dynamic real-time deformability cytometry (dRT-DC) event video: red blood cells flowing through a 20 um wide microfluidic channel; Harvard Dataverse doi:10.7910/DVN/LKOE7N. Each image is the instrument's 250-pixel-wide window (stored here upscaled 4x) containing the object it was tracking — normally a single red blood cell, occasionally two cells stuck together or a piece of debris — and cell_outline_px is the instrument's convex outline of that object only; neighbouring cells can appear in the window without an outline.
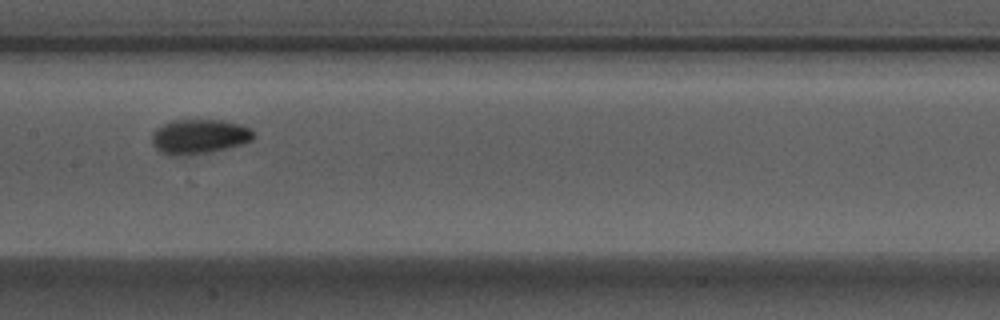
{"species": "Egyptian fruit bat (a non-hibernating species)", "species_latin": "Rousettus aegyptiacus", "temperature_condition": "warm", "stored_images_in_passage": 11, "camera_frame_rate_fps": 3000, "um_per_image_px": 0.085, "animal": {"sex": "male"}, "frame": {"image": 1, "passage_image": 4, "time_ms": 1.0, "image_size_px": [1000, 320], "cell_outline_px": [[256, 136], [252, 140], [240, 144], [208, 152], [176, 156], [160, 152], [152, 144], [152, 132], [156, 128], [172, 120], [224, 120], [244, 124], [252, 128]], "centroid_in_image_um": [16.96, 11.58], "position_along_channel_um": 190.4, "area_um2": 20.58}}
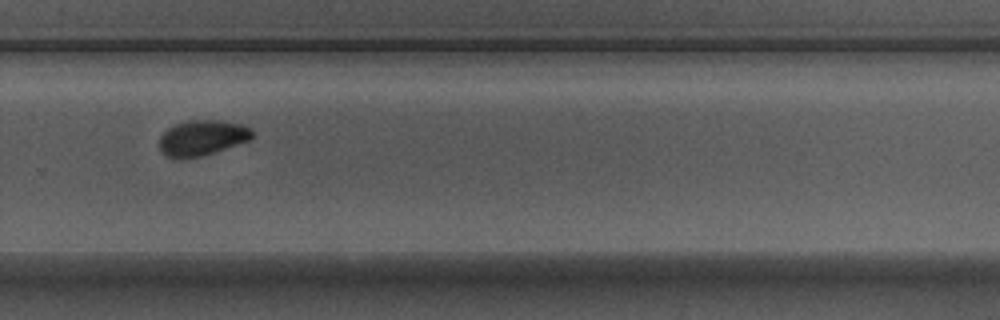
{"frame": {"image": 2, "passage_image": 7, "time_ms": 2.0, "image_size_px": [1000, 320], "cell_outline_px": [[256, 136], [252, 140], [200, 156], [168, 156], [160, 152], [160, 136], [168, 128], [184, 120], [216, 120], [244, 124], [252, 128], [256, 132]], "centroid_in_image_um": [17.28, 11.67], "position_along_channel_um": 312.5, "area_um2": 19.13}}
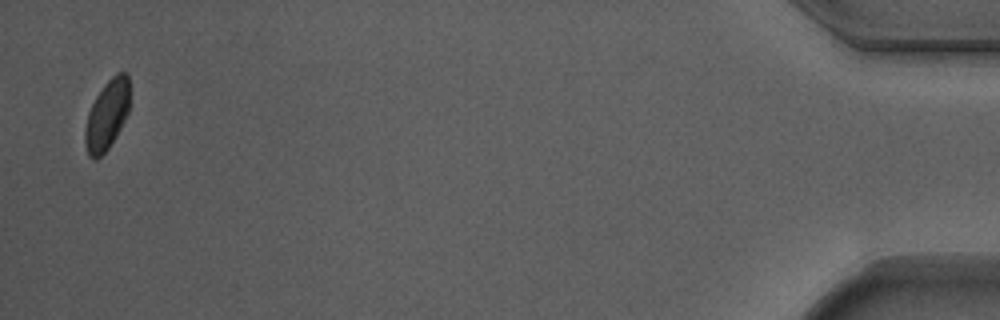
{"frame": {"image": 3, "passage_image": 11, "time_ms": 3.333, "image_size_px": [1000, 320], "cell_outline_px": [[128, 112], [116, 136], [108, 148], [96, 160], [92, 160], [88, 156], [84, 144], [84, 128], [88, 112], [96, 96], [104, 84], [116, 72], [128, 72]], "centroid_in_image_um": [9.05, 9.79], "position_along_channel_um": 426.1, "area_um2": 18.15}}